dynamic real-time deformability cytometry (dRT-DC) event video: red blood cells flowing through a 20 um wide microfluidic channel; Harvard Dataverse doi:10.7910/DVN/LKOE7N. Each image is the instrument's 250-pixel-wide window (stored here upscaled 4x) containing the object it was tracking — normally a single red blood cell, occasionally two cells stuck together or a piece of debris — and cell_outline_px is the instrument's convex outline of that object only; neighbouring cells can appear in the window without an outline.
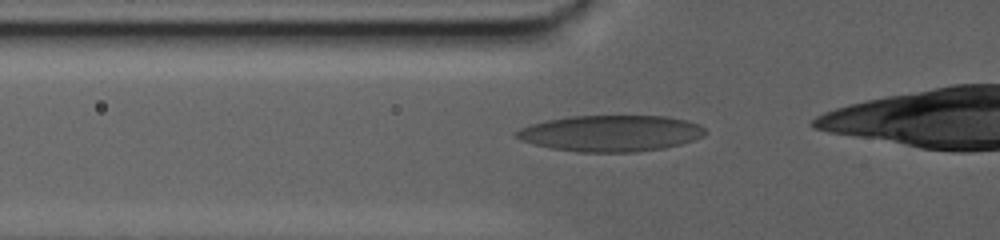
{"species": "human", "species_latin": "Homo sapiens", "temperature_condition": "warm", "stored_images_in_passage": 69, "camera_frame_rate_fps": 3000, "um_per_image_px": 0.085, "donor": {"sex": "male"}, "frame": {"image": 1, "passage_image": 21, "time_ms": 6.667, "image_size_px": [1000, 240], "cell_outline_px": [[704, 136], [680, 144], [660, 148], [636, 152], [580, 152], [552, 148], [536, 144], [524, 140], [516, 136], [512, 132], [520, 128], [544, 120], [568, 116], [664, 116], [684, 120], [700, 124], [704, 128]], "centroid_in_image_um": [51.9, 11.32], "position_along_channel_um": 73.9, "area_um2": 39.54}}
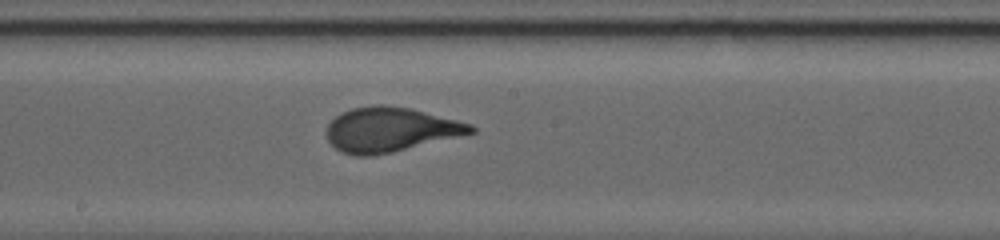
{"frame": {"image": 2, "passage_image": 39, "time_ms": 12.667, "image_size_px": [1000, 240], "cell_outline_px": [[476, 132], [392, 152], [372, 156], [356, 156], [340, 152], [328, 140], [328, 124], [336, 116], [352, 108], [372, 104], [384, 104], [412, 108], [472, 124], [476, 128]], "centroid_in_image_um": [33.18, 11.01], "position_along_channel_um": 215.0, "area_um2": 37.34}}
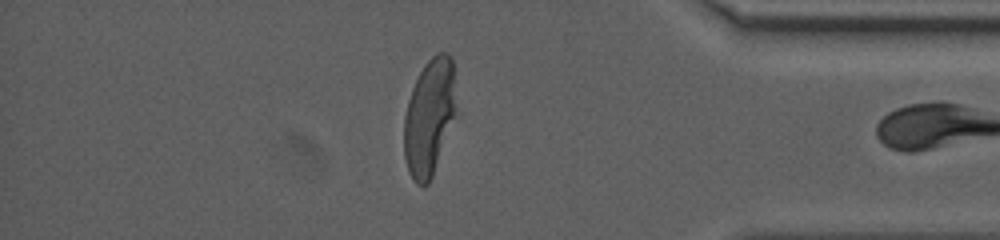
{"frame": {"image": 3, "passage_image": 65, "time_ms": 21.333, "image_size_px": [1000, 240], "cell_outline_px": [[460, 112], [432, 176], [428, 184], [424, 188], [416, 184], [412, 180], [408, 172], [404, 156], [404, 116], [408, 100], [412, 88], [424, 64], [436, 52], [448, 52], [452, 56]], "centroid_in_image_um": [36.56, 9.95], "position_along_channel_um": 398.6, "area_um2": 37.17}}